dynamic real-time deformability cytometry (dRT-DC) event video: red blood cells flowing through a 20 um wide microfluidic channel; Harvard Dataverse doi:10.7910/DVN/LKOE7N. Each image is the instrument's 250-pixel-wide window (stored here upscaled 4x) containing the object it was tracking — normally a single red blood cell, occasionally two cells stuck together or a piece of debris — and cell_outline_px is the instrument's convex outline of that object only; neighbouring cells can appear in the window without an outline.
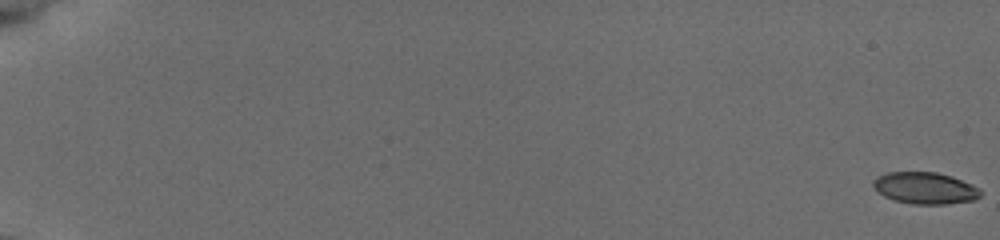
{"species": "common noctule bat (a hibernating species)", "species_latin": "Nyctalus noctula", "temperature_condition": "cold", "stored_images_in_passage": 57, "camera_frame_rate_fps": 3000, "um_per_image_px": 0.085, "animal": {"sex": "female", "body_mass_g": 19.5, "forearm_length_mm": 54.1}, "frame": {"image": 1, "passage_image": 1, "time_ms": 0.0, "image_size_px": [1000, 240], "cell_outline_px": [[980, 196], [976, 200], [944, 204], [912, 204], [896, 200], [884, 196], [872, 184], [872, 180], [876, 176], [888, 172], [936, 172], [952, 176], [972, 184], [980, 188]], "centroid_in_image_um": [78.65, 15.98], "position_along_channel_um": 6.4, "area_um2": 19.83}}
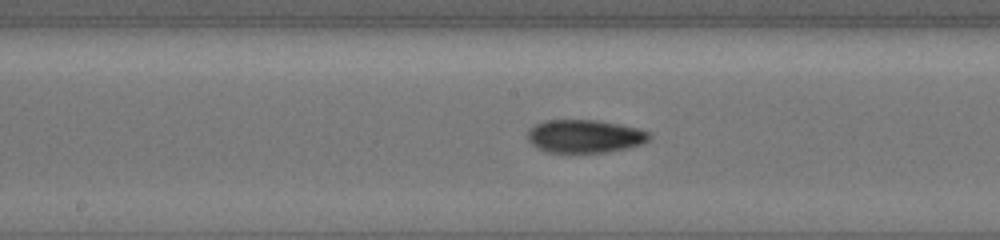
{"frame": {"image": 2, "passage_image": 33, "time_ms": 10.667, "image_size_px": [1000, 240], "cell_outline_px": [[652, 136], [648, 140], [640, 144], [628, 148], [608, 152], [548, 152], [536, 148], [528, 140], [528, 132], [536, 124], [544, 120], [596, 120], [620, 124], [640, 128], [648, 132]], "centroid_in_image_um": [49.72, 11.58], "position_along_channel_um": 198.5, "area_um2": 23.47}}
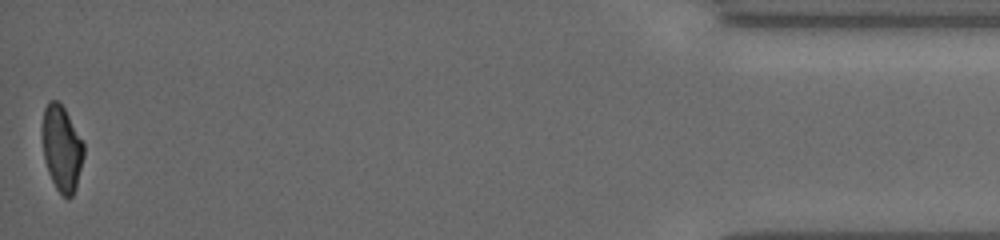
{"frame": {"image": 3, "passage_image": 57, "time_ms": 18.667, "image_size_px": [1000, 240], "cell_outline_px": [[84, 156], [76, 188], [72, 196], [68, 200], [56, 188], [48, 172], [44, 160], [40, 128], [44, 108], [48, 100], [56, 100], [64, 108], [84, 144]], "centroid_in_image_um": [5.22, 12.6], "position_along_channel_um": 430.0, "area_um2": 20.98}, "authors_computed_cell_mechanics": {"area_um2": 22.0796, "velocity_mm_per_s": 3.8328, "shape_relaxation_time_tau1_ms": 7.4581, "shape_relaxation_time_tau2_ms": 5.7026, "deformation_change_tau1": 0.2132, "deformation_change_tau2": 0.1068}}